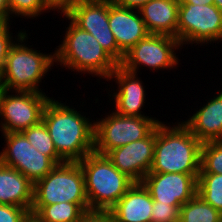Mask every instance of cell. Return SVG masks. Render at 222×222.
I'll use <instances>...</instances> for the list:
<instances>
[{"label": "cell", "mask_w": 222, "mask_h": 222, "mask_svg": "<svg viewBox=\"0 0 222 222\" xmlns=\"http://www.w3.org/2000/svg\"><path fill=\"white\" fill-rule=\"evenodd\" d=\"M199 173L222 174V141L202 143Z\"/></svg>", "instance_id": "25"}, {"label": "cell", "mask_w": 222, "mask_h": 222, "mask_svg": "<svg viewBox=\"0 0 222 222\" xmlns=\"http://www.w3.org/2000/svg\"><path fill=\"white\" fill-rule=\"evenodd\" d=\"M179 3L193 4V5H210L214 4V0H177Z\"/></svg>", "instance_id": "34"}, {"label": "cell", "mask_w": 222, "mask_h": 222, "mask_svg": "<svg viewBox=\"0 0 222 222\" xmlns=\"http://www.w3.org/2000/svg\"><path fill=\"white\" fill-rule=\"evenodd\" d=\"M34 184L18 170L0 162V204L12 205L31 211Z\"/></svg>", "instance_id": "20"}, {"label": "cell", "mask_w": 222, "mask_h": 222, "mask_svg": "<svg viewBox=\"0 0 222 222\" xmlns=\"http://www.w3.org/2000/svg\"><path fill=\"white\" fill-rule=\"evenodd\" d=\"M182 205L161 204L153 202L152 222H179L180 207Z\"/></svg>", "instance_id": "27"}, {"label": "cell", "mask_w": 222, "mask_h": 222, "mask_svg": "<svg viewBox=\"0 0 222 222\" xmlns=\"http://www.w3.org/2000/svg\"><path fill=\"white\" fill-rule=\"evenodd\" d=\"M65 14L82 30L91 33L118 64L122 62L124 54L109 27L108 0H78Z\"/></svg>", "instance_id": "11"}, {"label": "cell", "mask_w": 222, "mask_h": 222, "mask_svg": "<svg viewBox=\"0 0 222 222\" xmlns=\"http://www.w3.org/2000/svg\"><path fill=\"white\" fill-rule=\"evenodd\" d=\"M137 76L138 73L128 71L118 65L108 78V81L115 78L114 81L116 80L115 83L118 84L117 91L109 94L115 100L114 112L123 116L149 117L144 116L145 114L141 111L146 101V93L143 81H140Z\"/></svg>", "instance_id": "16"}, {"label": "cell", "mask_w": 222, "mask_h": 222, "mask_svg": "<svg viewBox=\"0 0 222 222\" xmlns=\"http://www.w3.org/2000/svg\"><path fill=\"white\" fill-rule=\"evenodd\" d=\"M208 101L182 122L201 143L222 141V91Z\"/></svg>", "instance_id": "18"}, {"label": "cell", "mask_w": 222, "mask_h": 222, "mask_svg": "<svg viewBox=\"0 0 222 222\" xmlns=\"http://www.w3.org/2000/svg\"><path fill=\"white\" fill-rule=\"evenodd\" d=\"M181 47L175 37L148 34L124 54L123 60L119 65L135 73L139 72V67L142 65L147 66L152 71L171 69L179 64V58H177L175 50Z\"/></svg>", "instance_id": "10"}, {"label": "cell", "mask_w": 222, "mask_h": 222, "mask_svg": "<svg viewBox=\"0 0 222 222\" xmlns=\"http://www.w3.org/2000/svg\"><path fill=\"white\" fill-rule=\"evenodd\" d=\"M108 22L119 50L125 54L149 32L138 10L108 0Z\"/></svg>", "instance_id": "15"}, {"label": "cell", "mask_w": 222, "mask_h": 222, "mask_svg": "<svg viewBox=\"0 0 222 222\" xmlns=\"http://www.w3.org/2000/svg\"><path fill=\"white\" fill-rule=\"evenodd\" d=\"M10 17L8 0H0V22H10Z\"/></svg>", "instance_id": "33"}, {"label": "cell", "mask_w": 222, "mask_h": 222, "mask_svg": "<svg viewBox=\"0 0 222 222\" xmlns=\"http://www.w3.org/2000/svg\"><path fill=\"white\" fill-rule=\"evenodd\" d=\"M11 93L2 88L0 90V131L2 133L22 132L38 124L42 120L44 107L50 99L48 95L46 96L44 92L20 90Z\"/></svg>", "instance_id": "9"}, {"label": "cell", "mask_w": 222, "mask_h": 222, "mask_svg": "<svg viewBox=\"0 0 222 222\" xmlns=\"http://www.w3.org/2000/svg\"><path fill=\"white\" fill-rule=\"evenodd\" d=\"M62 14L70 20V24L62 43L55 50V63L72 71L85 74L88 72L100 77L99 79L108 80L119 64L91 33L78 27L65 13Z\"/></svg>", "instance_id": "3"}, {"label": "cell", "mask_w": 222, "mask_h": 222, "mask_svg": "<svg viewBox=\"0 0 222 222\" xmlns=\"http://www.w3.org/2000/svg\"><path fill=\"white\" fill-rule=\"evenodd\" d=\"M79 112L52 98L43 110L42 121L57 153L66 162H78L94 152L95 120Z\"/></svg>", "instance_id": "1"}, {"label": "cell", "mask_w": 222, "mask_h": 222, "mask_svg": "<svg viewBox=\"0 0 222 222\" xmlns=\"http://www.w3.org/2000/svg\"><path fill=\"white\" fill-rule=\"evenodd\" d=\"M199 174L149 172L141 183L153 202L183 205L197 194Z\"/></svg>", "instance_id": "13"}, {"label": "cell", "mask_w": 222, "mask_h": 222, "mask_svg": "<svg viewBox=\"0 0 222 222\" xmlns=\"http://www.w3.org/2000/svg\"><path fill=\"white\" fill-rule=\"evenodd\" d=\"M156 126L154 160L150 172L199 174L202 143L182 123Z\"/></svg>", "instance_id": "2"}, {"label": "cell", "mask_w": 222, "mask_h": 222, "mask_svg": "<svg viewBox=\"0 0 222 222\" xmlns=\"http://www.w3.org/2000/svg\"><path fill=\"white\" fill-rule=\"evenodd\" d=\"M45 1L53 11L57 10L59 13H65L78 0H45Z\"/></svg>", "instance_id": "31"}, {"label": "cell", "mask_w": 222, "mask_h": 222, "mask_svg": "<svg viewBox=\"0 0 222 222\" xmlns=\"http://www.w3.org/2000/svg\"><path fill=\"white\" fill-rule=\"evenodd\" d=\"M5 147L0 151V162L12 167L33 184L44 178L56 164L35 149L21 132L3 133Z\"/></svg>", "instance_id": "12"}, {"label": "cell", "mask_w": 222, "mask_h": 222, "mask_svg": "<svg viewBox=\"0 0 222 222\" xmlns=\"http://www.w3.org/2000/svg\"><path fill=\"white\" fill-rule=\"evenodd\" d=\"M27 36L26 31L22 30L15 36V40H17L10 48L0 74L2 89L10 92L15 90L42 92L39 89L40 82L54 66L55 52L43 54L38 50L29 48V45L27 47L24 43L28 39Z\"/></svg>", "instance_id": "4"}, {"label": "cell", "mask_w": 222, "mask_h": 222, "mask_svg": "<svg viewBox=\"0 0 222 222\" xmlns=\"http://www.w3.org/2000/svg\"><path fill=\"white\" fill-rule=\"evenodd\" d=\"M29 215L25 208L0 204V222H23Z\"/></svg>", "instance_id": "29"}, {"label": "cell", "mask_w": 222, "mask_h": 222, "mask_svg": "<svg viewBox=\"0 0 222 222\" xmlns=\"http://www.w3.org/2000/svg\"><path fill=\"white\" fill-rule=\"evenodd\" d=\"M9 22L0 23V74L4 68L10 48L15 44Z\"/></svg>", "instance_id": "28"}, {"label": "cell", "mask_w": 222, "mask_h": 222, "mask_svg": "<svg viewBox=\"0 0 222 222\" xmlns=\"http://www.w3.org/2000/svg\"><path fill=\"white\" fill-rule=\"evenodd\" d=\"M178 8L177 0H150L138 11L149 34L177 38Z\"/></svg>", "instance_id": "19"}, {"label": "cell", "mask_w": 222, "mask_h": 222, "mask_svg": "<svg viewBox=\"0 0 222 222\" xmlns=\"http://www.w3.org/2000/svg\"><path fill=\"white\" fill-rule=\"evenodd\" d=\"M23 222H40L35 216L30 214Z\"/></svg>", "instance_id": "35"}, {"label": "cell", "mask_w": 222, "mask_h": 222, "mask_svg": "<svg viewBox=\"0 0 222 222\" xmlns=\"http://www.w3.org/2000/svg\"><path fill=\"white\" fill-rule=\"evenodd\" d=\"M156 128L145 138L110 150L106 156L112 164L135 183H141L154 160Z\"/></svg>", "instance_id": "14"}, {"label": "cell", "mask_w": 222, "mask_h": 222, "mask_svg": "<svg viewBox=\"0 0 222 222\" xmlns=\"http://www.w3.org/2000/svg\"><path fill=\"white\" fill-rule=\"evenodd\" d=\"M77 222H114V220L109 210H88Z\"/></svg>", "instance_id": "30"}, {"label": "cell", "mask_w": 222, "mask_h": 222, "mask_svg": "<svg viewBox=\"0 0 222 222\" xmlns=\"http://www.w3.org/2000/svg\"><path fill=\"white\" fill-rule=\"evenodd\" d=\"M197 195L222 213V174L199 173Z\"/></svg>", "instance_id": "24"}, {"label": "cell", "mask_w": 222, "mask_h": 222, "mask_svg": "<svg viewBox=\"0 0 222 222\" xmlns=\"http://www.w3.org/2000/svg\"><path fill=\"white\" fill-rule=\"evenodd\" d=\"M160 122L152 117L123 116L112 111L95 121L94 152L106 155L110 150L143 139Z\"/></svg>", "instance_id": "7"}, {"label": "cell", "mask_w": 222, "mask_h": 222, "mask_svg": "<svg viewBox=\"0 0 222 222\" xmlns=\"http://www.w3.org/2000/svg\"><path fill=\"white\" fill-rule=\"evenodd\" d=\"M10 15L34 19L42 13L52 10L45 0H8Z\"/></svg>", "instance_id": "26"}, {"label": "cell", "mask_w": 222, "mask_h": 222, "mask_svg": "<svg viewBox=\"0 0 222 222\" xmlns=\"http://www.w3.org/2000/svg\"><path fill=\"white\" fill-rule=\"evenodd\" d=\"M83 213L76 203L69 202L32 205L30 211L40 222H77Z\"/></svg>", "instance_id": "21"}, {"label": "cell", "mask_w": 222, "mask_h": 222, "mask_svg": "<svg viewBox=\"0 0 222 222\" xmlns=\"http://www.w3.org/2000/svg\"><path fill=\"white\" fill-rule=\"evenodd\" d=\"M113 1L122 7L139 10L145 3L149 2L150 0H113Z\"/></svg>", "instance_id": "32"}, {"label": "cell", "mask_w": 222, "mask_h": 222, "mask_svg": "<svg viewBox=\"0 0 222 222\" xmlns=\"http://www.w3.org/2000/svg\"><path fill=\"white\" fill-rule=\"evenodd\" d=\"M90 210H109L135 183L121 173L106 155L92 152L78 161Z\"/></svg>", "instance_id": "5"}, {"label": "cell", "mask_w": 222, "mask_h": 222, "mask_svg": "<svg viewBox=\"0 0 222 222\" xmlns=\"http://www.w3.org/2000/svg\"><path fill=\"white\" fill-rule=\"evenodd\" d=\"M179 222H222V213L196 194L180 207Z\"/></svg>", "instance_id": "22"}, {"label": "cell", "mask_w": 222, "mask_h": 222, "mask_svg": "<svg viewBox=\"0 0 222 222\" xmlns=\"http://www.w3.org/2000/svg\"><path fill=\"white\" fill-rule=\"evenodd\" d=\"M177 39L181 46L222 41V11L215 4L179 3Z\"/></svg>", "instance_id": "8"}, {"label": "cell", "mask_w": 222, "mask_h": 222, "mask_svg": "<svg viewBox=\"0 0 222 222\" xmlns=\"http://www.w3.org/2000/svg\"><path fill=\"white\" fill-rule=\"evenodd\" d=\"M214 4L222 11V0H214Z\"/></svg>", "instance_id": "36"}, {"label": "cell", "mask_w": 222, "mask_h": 222, "mask_svg": "<svg viewBox=\"0 0 222 222\" xmlns=\"http://www.w3.org/2000/svg\"><path fill=\"white\" fill-rule=\"evenodd\" d=\"M21 133L35 149L48 156L56 165L66 162L57 153L53 140L42 120L38 124L29 127Z\"/></svg>", "instance_id": "23"}, {"label": "cell", "mask_w": 222, "mask_h": 222, "mask_svg": "<svg viewBox=\"0 0 222 222\" xmlns=\"http://www.w3.org/2000/svg\"><path fill=\"white\" fill-rule=\"evenodd\" d=\"M153 199L142 183H134L109 209L114 222H152Z\"/></svg>", "instance_id": "17"}, {"label": "cell", "mask_w": 222, "mask_h": 222, "mask_svg": "<svg viewBox=\"0 0 222 222\" xmlns=\"http://www.w3.org/2000/svg\"><path fill=\"white\" fill-rule=\"evenodd\" d=\"M60 202L76 203L84 212L90 210L84 175L78 162L58 164L34 184L33 205Z\"/></svg>", "instance_id": "6"}]
</instances>
